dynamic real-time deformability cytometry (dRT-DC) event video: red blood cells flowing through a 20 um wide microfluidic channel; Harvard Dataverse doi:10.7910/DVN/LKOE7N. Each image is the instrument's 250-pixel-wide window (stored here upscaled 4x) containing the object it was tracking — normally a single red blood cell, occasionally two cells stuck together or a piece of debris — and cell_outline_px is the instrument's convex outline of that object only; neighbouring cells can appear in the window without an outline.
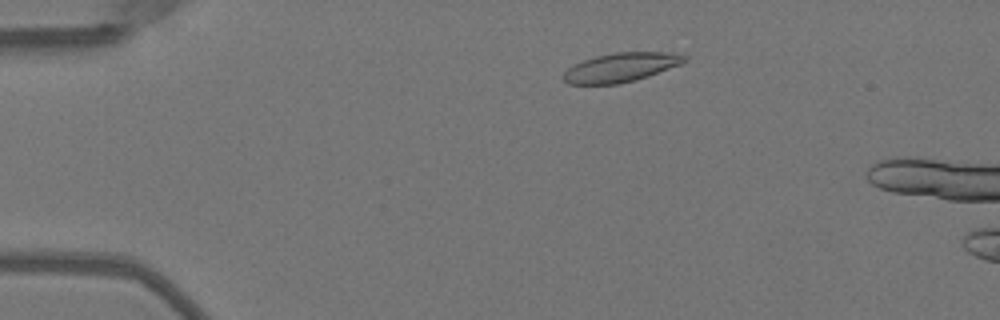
{"species": "Egyptian fruit bat (a non-hibernating species)", "species_latin": "Rousettus aegyptiacus", "temperature_condition": "warm", "stored_images_in_passage": 13, "camera_frame_rate_fps": 3000, "um_per_image_px": 0.085, "animal": {"sex": "female"}, "frame": {"image": 1, "passage_image": 8, "time_ms": 2.333, "image_size_px": [1000, 320], "cell_outline_px": [[688, 60], [680, 64], [648, 76], [636, 80], [620, 84], [568, 84], [560, 76], [568, 68], [584, 60], [596, 56], [616, 52], [668, 52], [688, 56]], "centroid_in_image_um": [52.77, 5.73], "position_along_channel_um": 32.2, "area_um2": 20.46}}